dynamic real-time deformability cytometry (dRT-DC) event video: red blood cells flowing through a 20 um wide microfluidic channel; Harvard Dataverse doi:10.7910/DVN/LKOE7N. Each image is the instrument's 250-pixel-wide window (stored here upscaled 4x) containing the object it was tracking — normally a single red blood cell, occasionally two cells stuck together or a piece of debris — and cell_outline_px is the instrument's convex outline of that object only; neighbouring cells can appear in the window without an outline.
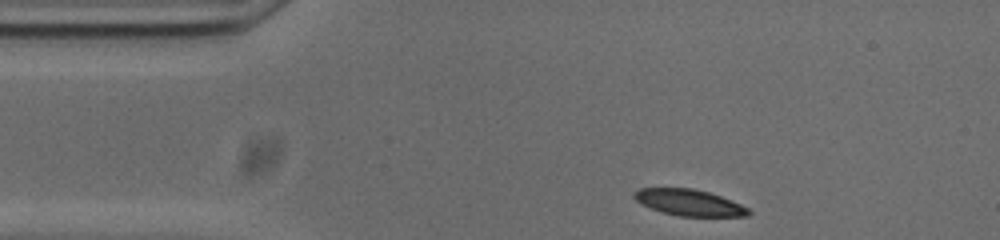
{"species": "common noctule bat (a hibernating species)", "species_latin": "Nyctalus noctula", "temperature_condition": "cold", "stored_images_in_passage": 46, "camera_frame_rate_fps": 3000, "um_per_image_px": 0.085, "animal": {"sex": "male", "body_mass_g": 20.0, "forearm_length_mm": 53.3}, "frame": {"image": 1, "passage_image": 1, "time_ms": 0.0, "image_size_px": [1000, 240], "cell_outline_px": [[752, 212], [748, 216], [680, 216], [660, 212], [640, 204], [632, 196], [632, 192], [640, 188], [692, 188], [708, 192], [720, 196], [740, 204], [748, 208]], "centroid_in_image_um": [58.53, 17.22], "position_along_channel_um": 26.5, "area_um2": 17.57}}
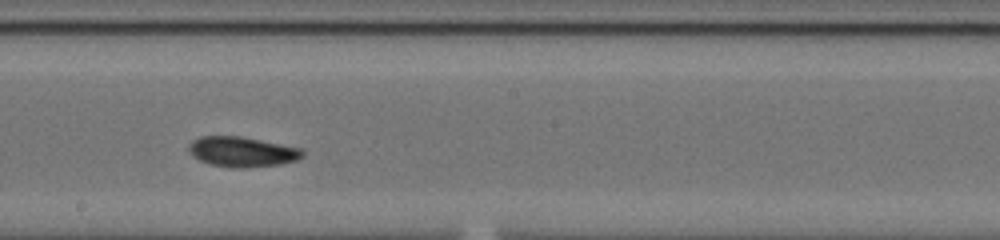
{"frame": {"image": 2, "passage_image": 21, "time_ms": 6.667, "image_size_px": [1000, 240], "cell_outline_px": [[304, 156], [296, 160], [280, 164], [248, 168], [232, 168], [208, 164], [192, 156], [188, 152], [188, 144], [192, 140], [200, 136], [240, 136], [300, 148], [304, 152]], "centroid_in_image_um": [20.53, 12.91], "position_along_channel_um": 227.7, "area_um2": 20.11}}
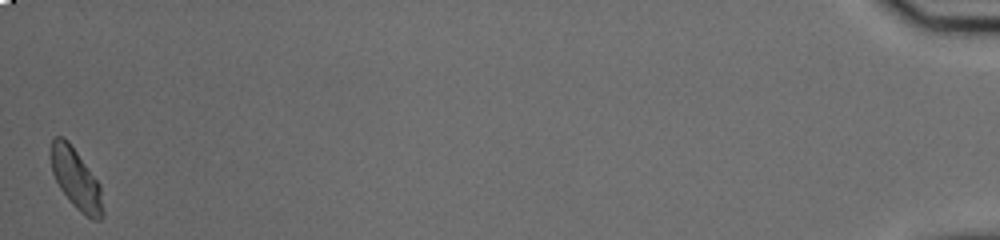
{"frame": {"image": 3, "passage_image": 46, "time_ms": 15.0, "image_size_px": [1000, 240], "cell_outline_px": [[104, 216], [100, 220], [92, 220], [80, 212], [72, 204], [60, 188], [52, 172], [52, 140], [56, 136], [64, 136], [68, 140], [100, 184], [104, 212]], "centroid_in_image_um": [6.5, 15.25], "position_along_channel_um": 428.7, "area_um2": 18.15}, "authors_computed_cell_mechanics": {"area_um2": 18.9873, "velocity_mm_per_s": 3.7192, "shape_relaxation_time_tau1_ms": 3.3125, "shape_relaxation_time_tau2_ms": null, "deformation_change_tau1": 0.114, "deformation_change_tau2": null}}